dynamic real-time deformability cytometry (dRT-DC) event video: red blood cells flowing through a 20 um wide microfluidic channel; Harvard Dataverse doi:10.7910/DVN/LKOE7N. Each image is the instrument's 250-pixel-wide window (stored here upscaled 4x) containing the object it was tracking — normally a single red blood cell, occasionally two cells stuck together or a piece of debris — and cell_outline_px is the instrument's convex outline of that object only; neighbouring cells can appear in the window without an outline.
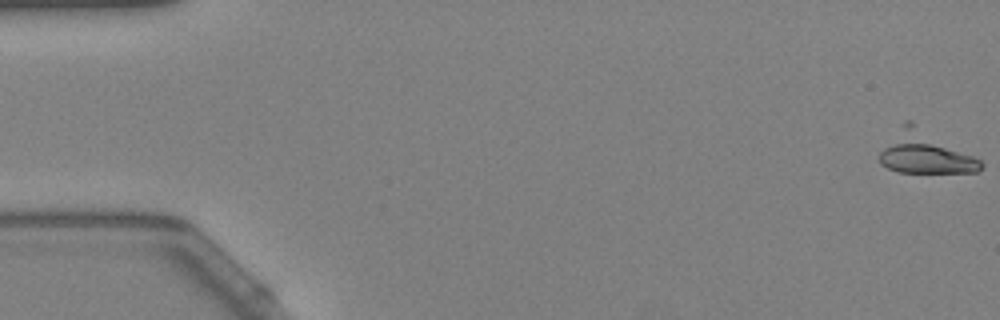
{"species": "Egyptian fruit bat (a non-hibernating species)", "species_latin": "Rousettus aegyptiacus", "temperature_condition": "warm", "stored_images_in_passage": 19, "camera_frame_rate_fps": 3000, "um_per_image_px": 0.085, "animal": {"sex": "female"}, "frame": {"image": 1, "passage_image": 1, "time_ms": 0.0, "image_size_px": [1000, 320], "cell_outline_px": [[984, 164], [976, 172], [896, 172], [880, 164], [880, 152], [900, 124], [904, 120], [912, 120], [980, 160]], "centroid_in_image_um": [78.59, 12.94], "position_along_channel_um": 6.4, "area_um2": 24.68}}
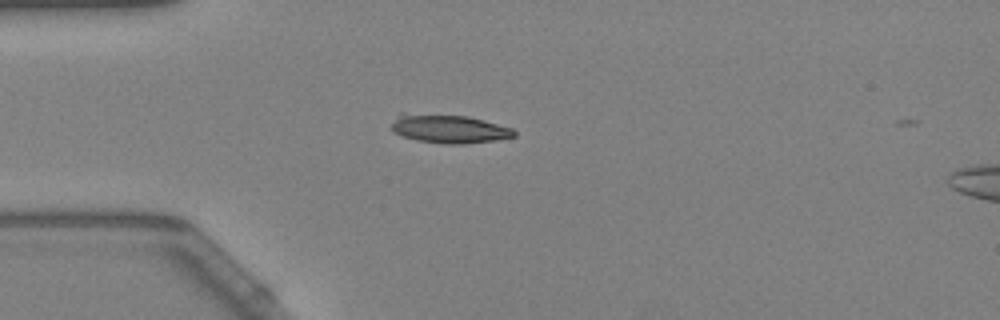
{"frame": {"image": 2, "passage_image": 16, "time_ms": 5.0, "image_size_px": [1000, 320], "cell_outline_px": [[516, 136], [492, 140], [464, 144], [444, 144], [416, 140], [392, 132], [392, 124], [400, 112], [404, 112], [468, 116], [484, 120], [512, 128], [516, 132]], "centroid_in_image_um": [38.13, 10.93], "position_along_channel_um": 46.9, "area_um2": 20.52}}